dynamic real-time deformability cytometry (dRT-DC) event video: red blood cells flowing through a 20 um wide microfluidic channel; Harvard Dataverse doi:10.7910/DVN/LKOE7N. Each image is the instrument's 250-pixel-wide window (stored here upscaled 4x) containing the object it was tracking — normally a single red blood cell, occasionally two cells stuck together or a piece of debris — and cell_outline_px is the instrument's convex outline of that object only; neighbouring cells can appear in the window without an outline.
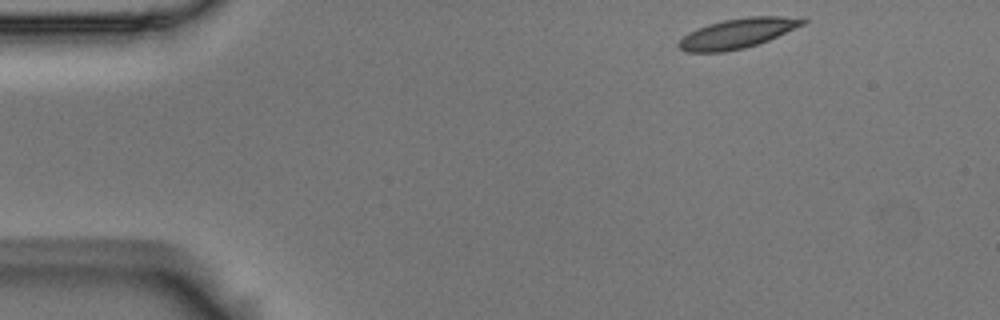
{"species": "Egyptian fruit bat (a non-hibernating species)", "species_latin": "Rousettus aegyptiacus", "temperature_condition": "room temperature", "stored_images_in_passage": 50, "camera_frame_rate_fps": 3000, "um_per_image_px": 0.085, "animal": {"sex": "male"}, "frame": {"image": 1, "passage_image": 1, "time_ms": 0.0, "image_size_px": [1000, 320], "cell_outline_px": [[808, 20], [804, 24], [768, 40], [744, 48], [724, 52], [684, 52], [676, 44], [688, 32], [708, 24], [724, 20], [748, 16], [780, 16]], "centroid_in_image_um": [62.63, 2.84], "position_along_channel_um": 22.4, "area_um2": 21.27}}
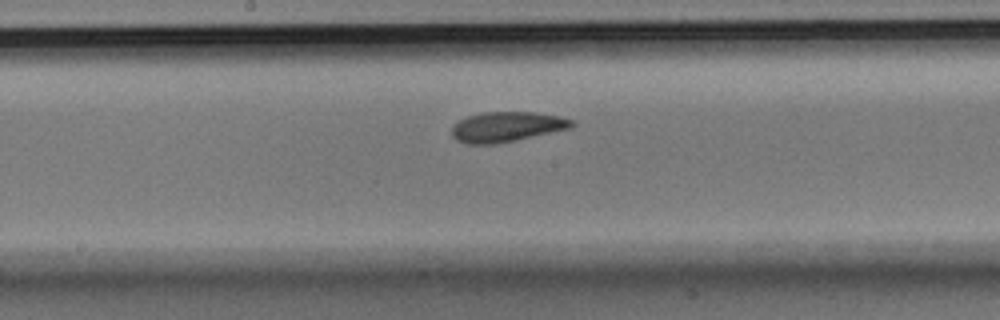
{"frame": {"image": 2, "passage_image": 23, "time_ms": 7.333, "image_size_px": [1000, 320], "cell_outline_px": [[576, 124], [572, 128], [516, 140], [496, 144], [468, 144], [456, 140], [452, 136], [452, 128], [460, 120], [468, 116], [480, 112], [532, 112], [560, 116], [572, 120]], "centroid_in_image_um": [43.09, 10.78], "position_along_channel_um": 205.1, "area_um2": 21.04}}
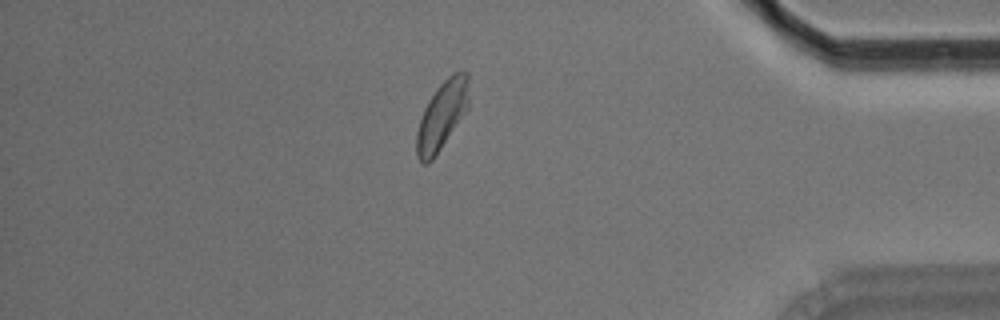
{"frame": {"image": 3, "passage_image": 42, "time_ms": 13.667, "image_size_px": [1000, 320], "cell_outline_px": [[468, 108], [432, 160], [428, 164], [424, 164], [416, 156], [416, 132], [424, 108], [428, 100], [436, 88], [452, 72], [460, 68], [468, 72]], "centroid_in_image_um": [37.56, 9.76], "position_along_channel_um": 397.6, "area_um2": 20.81}, "authors_computed_cell_mechanics": {"area_um2": 21.0103, "velocity_mm_per_s": 3.5647, "shape_relaxation_time_tau1_ms": 7.5325, "shape_relaxation_time_tau2_ms": 5.3321, "deformation_change_tau1": 0.1584, "deformation_change_tau2": 0.0965}}